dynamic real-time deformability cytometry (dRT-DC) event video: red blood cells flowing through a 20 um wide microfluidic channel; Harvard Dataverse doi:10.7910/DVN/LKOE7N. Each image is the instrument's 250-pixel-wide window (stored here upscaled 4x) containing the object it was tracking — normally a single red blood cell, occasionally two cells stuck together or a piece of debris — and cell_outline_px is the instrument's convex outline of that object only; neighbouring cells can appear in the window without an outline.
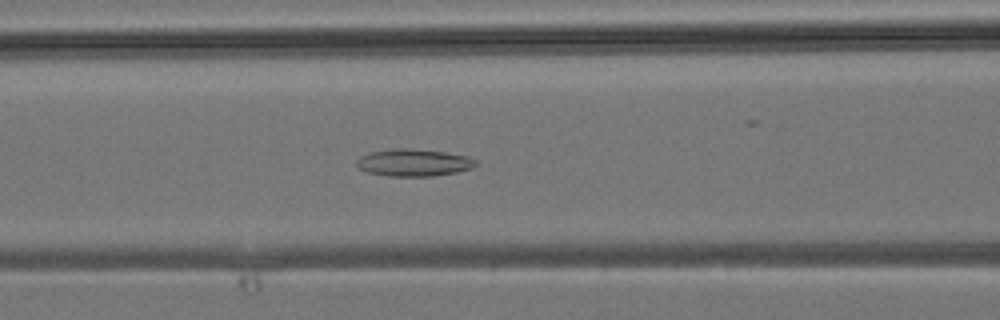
{"species": "common noctule bat (a hibernating species)", "species_latin": "Nyctalus noctula", "temperature_condition": "room temperature", "stored_images_in_passage": 38, "segment_of_instrument_passage": [1, 2], "camera_frame_rate_fps": 3000, "um_per_image_px": 0.085, "animal": {"sex": "male", "body_mass_g": 19.2, "forearm_length_mm": 51.8}, "frame": {"image": 1, "passage_image": 15, "time_ms": 4.667, "image_size_px": [1000, 320], "cell_outline_px": [[480, 164], [472, 168], [456, 172], [432, 176], [388, 176], [368, 172], [360, 168], [356, 164], [356, 160], [360, 156], [372, 152], [392, 148], [408, 148], [444, 152], [468, 156], [476, 160]], "centroid_in_image_um": [35.19, 13.82], "position_along_channel_um": 131.4, "area_um2": 18.9}}
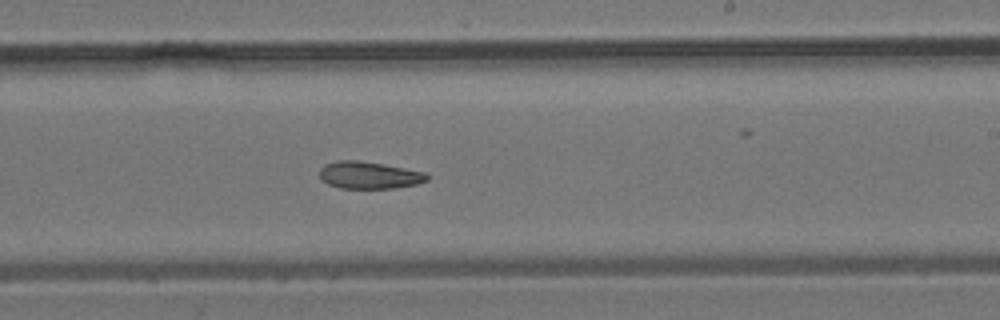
{"frame": {"image": 2, "passage_image": 22, "time_ms": 7.0, "image_size_px": [1000, 320], "cell_outline_px": [[428, 180], [416, 184], [396, 188], [340, 188], [328, 184], [320, 180], [320, 168], [324, 164], [336, 160], [360, 160], [384, 164], [428, 172]], "centroid_in_image_um": [31.37, 14.88], "position_along_channel_um": 257.6, "area_um2": 17.28}}
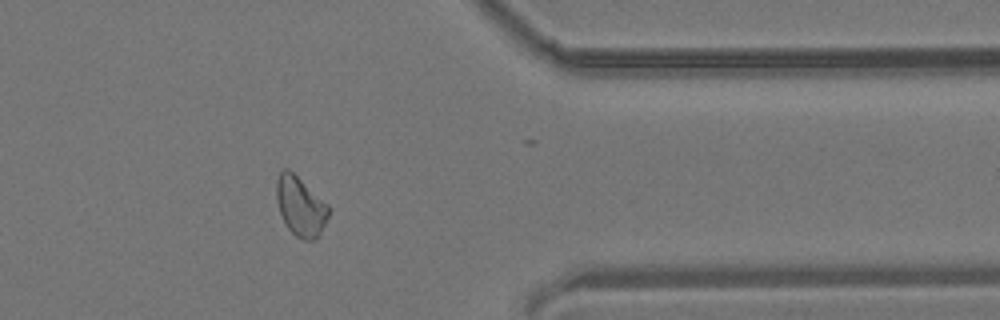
{"frame": {"image": 3, "passage_image": 30, "time_ms": 9.667, "image_size_px": [1000, 320], "cell_outline_px": [[328, 216], [316, 240], [304, 240], [296, 236], [288, 228], [280, 212], [276, 200], [276, 180], [280, 172], [284, 168], [288, 168], [328, 204]], "centroid_in_image_um": [25.52, 17.52], "position_along_channel_um": 385.9, "area_um2": 17.8}}